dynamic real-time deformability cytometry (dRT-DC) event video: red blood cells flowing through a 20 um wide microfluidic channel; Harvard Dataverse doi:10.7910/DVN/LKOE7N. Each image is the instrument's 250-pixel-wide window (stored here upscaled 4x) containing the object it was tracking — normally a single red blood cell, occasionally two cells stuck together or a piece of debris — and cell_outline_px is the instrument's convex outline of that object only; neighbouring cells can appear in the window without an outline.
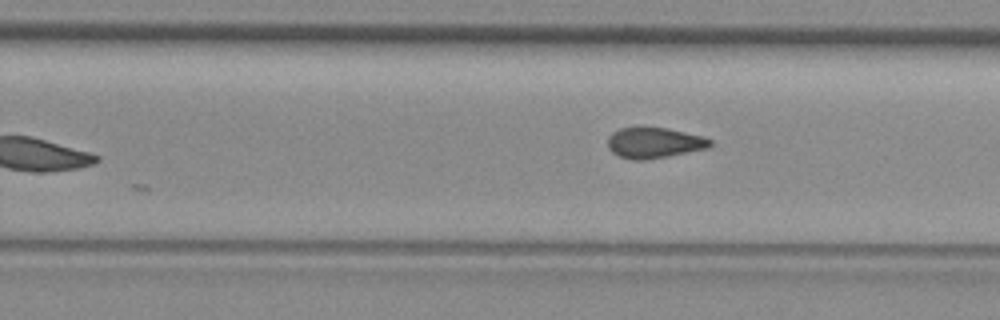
{"species": "common noctule bat (a hibernating species)", "species_latin": "Nyctalus noctula", "temperature_condition": "room temperature", "stored_images_in_passage": 17, "segment_of_instrument_passage": [2, 2], "camera_frame_rate_fps": 3000, "um_per_image_px": 0.085, "animal": {"sex": "female", "body_mass_g": 29.2, "forearm_length_mm": 56.3}, "frame": {"image": 1, "passage_image": 17, "time_ms": 5.333, "image_size_px": [1000, 320], "cell_outline_px": [[712, 144], [708, 148], [644, 160], [632, 160], [620, 156], [612, 152], [608, 148], [608, 136], [612, 132], [620, 128], [668, 128], [704, 136], [712, 140]], "centroid_in_image_um": [55.61, 12.13], "position_along_channel_um": 274.2, "area_um2": 18.15}}